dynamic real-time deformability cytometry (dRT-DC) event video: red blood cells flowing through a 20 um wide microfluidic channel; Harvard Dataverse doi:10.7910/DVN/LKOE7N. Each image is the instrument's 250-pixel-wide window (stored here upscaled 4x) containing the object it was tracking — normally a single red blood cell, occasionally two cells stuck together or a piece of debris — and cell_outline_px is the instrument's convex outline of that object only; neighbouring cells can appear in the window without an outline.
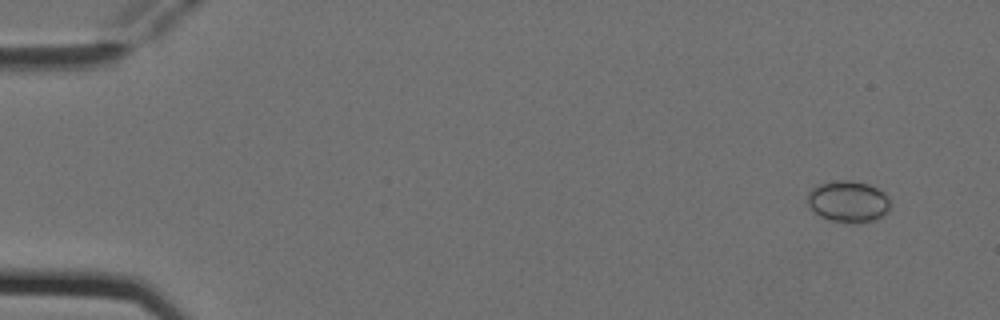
{"species": "Egyptian fruit bat (a non-hibernating species)", "species_latin": "Rousettus aegyptiacus", "temperature_condition": "cold", "stored_images_in_passage": 5, "camera_frame_rate_fps": 3000, "um_per_image_px": 0.085, "animal": {"sex": "female"}, "frame": {"image": 1, "passage_image": 5, "time_ms": 1.333, "image_size_px": [1000, 320], "cell_outline_px": [[888, 212], [884, 216], [872, 220], [852, 224], [832, 220], [820, 216], [808, 204], [808, 192], [812, 188], [820, 184], [840, 180], [852, 180], [868, 184], [884, 192], [888, 196]], "centroid_in_image_um": [72.11, 17.13], "position_along_channel_um": 12.9, "area_um2": 19.83}}